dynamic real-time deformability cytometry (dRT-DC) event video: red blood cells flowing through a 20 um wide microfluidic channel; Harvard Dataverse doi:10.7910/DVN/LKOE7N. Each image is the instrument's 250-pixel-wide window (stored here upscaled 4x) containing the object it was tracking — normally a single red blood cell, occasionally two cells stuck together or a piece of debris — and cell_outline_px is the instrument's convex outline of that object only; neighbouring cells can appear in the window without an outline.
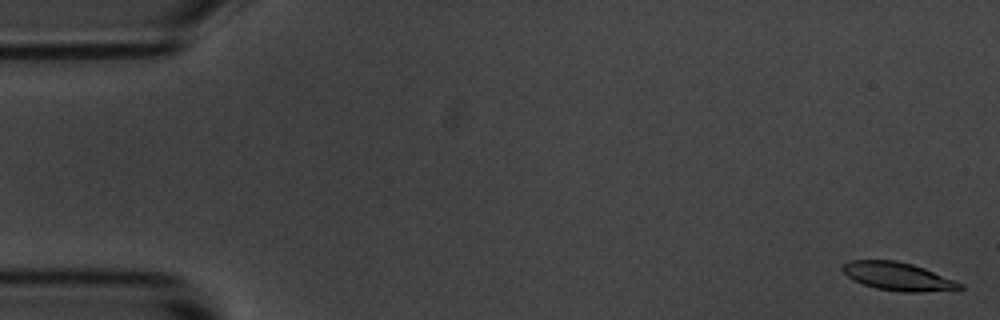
{"species": "common noctule bat (a hibernating species)", "species_latin": "Nyctalus noctula", "temperature_condition": "room temperature", "stored_images_in_passage": 54, "camera_frame_rate_fps": 3000, "um_per_image_px": 0.085, "animal": {"sex": "male", "body_mass_g": 20.1, "forearm_length_mm": 53.5}, "frame": {"image": 1, "passage_image": 1, "time_ms": 0.0, "image_size_px": [1000, 320], "cell_outline_px": [[964, 288], [924, 292], [900, 292], [876, 288], [852, 280], [840, 268], [840, 264], [852, 260], [896, 260], [912, 264], [924, 268], [964, 284]], "centroid_in_image_um": [76.28, 23.49], "position_along_channel_um": 8.7, "area_um2": 19.25}}
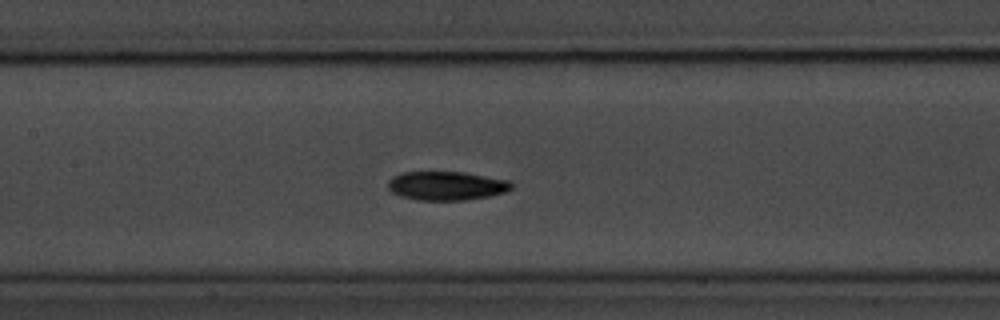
{"frame": {"image": 2, "passage_image": 25, "time_ms": 8.0, "image_size_px": [1000, 320], "cell_outline_px": [[512, 188], [504, 192], [488, 196], [464, 200], [420, 200], [400, 196], [392, 192], [388, 188], [388, 180], [392, 176], [400, 172], [464, 172], [508, 180], [512, 184]], "centroid_in_image_um": [37.91, 15.78], "position_along_channel_um": 169.5, "area_um2": 20.69}}
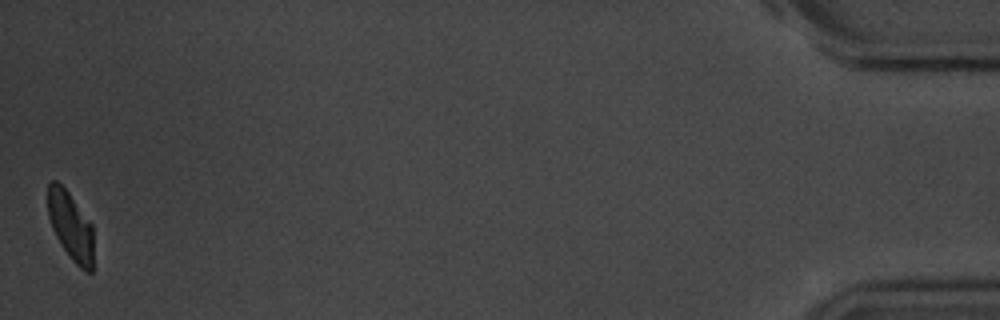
{"frame": {"image": 3, "passage_image": 54, "time_ms": 17.667, "image_size_px": [1000, 320], "cell_outline_px": [[92, 272], [84, 272], [72, 260], [60, 244], [52, 228], [48, 216], [48, 184], [52, 180], [56, 180], [68, 192], [92, 224]], "centroid_in_image_um": [5.99, 19.22], "position_along_channel_um": 429.2, "area_um2": 18.03}, "authors_computed_cell_mechanics": {"area_um2": 20.3456, "velocity_mm_per_s": 3.6708, "shape_relaxation_time_tau1_ms": 3.2508, "shape_relaxation_time_tau2_ms": 8.9604, "deformation_change_tau1": 0.149, "deformation_change_tau2": 0.1421}}